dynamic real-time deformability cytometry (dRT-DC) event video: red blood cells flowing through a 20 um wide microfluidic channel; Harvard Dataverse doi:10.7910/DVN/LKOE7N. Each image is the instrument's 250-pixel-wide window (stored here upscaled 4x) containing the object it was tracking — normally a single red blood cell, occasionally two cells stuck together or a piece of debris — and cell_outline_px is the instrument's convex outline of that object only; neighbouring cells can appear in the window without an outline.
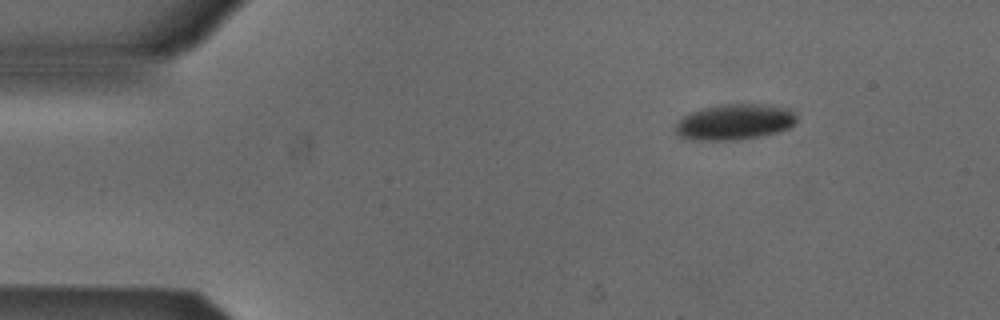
{"species": "Egyptian fruit bat (a non-hibernating species)", "species_latin": "Rousettus aegyptiacus", "temperature_condition": "cold", "stored_images_in_passage": 46, "camera_frame_rate_fps": 3000, "um_per_image_px": 0.085, "animal": {"sex": "male"}, "frame": {"image": 1, "passage_image": 1, "time_ms": 0.0, "image_size_px": [1000, 320], "cell_outline_px": [[796, 124], [788, 128], [776, 132], [760, 136], [736, 140], [692, 140], [680, 136], [676, 132], [676, 124], [684, 116], [700, 108], [720, 104], [768, 104], [792, 108], [796, 112]], "centroid_in_image_um": [62.5, 10.35], "position_along_channel_um": 22.5, "area_um2": 25.49}}
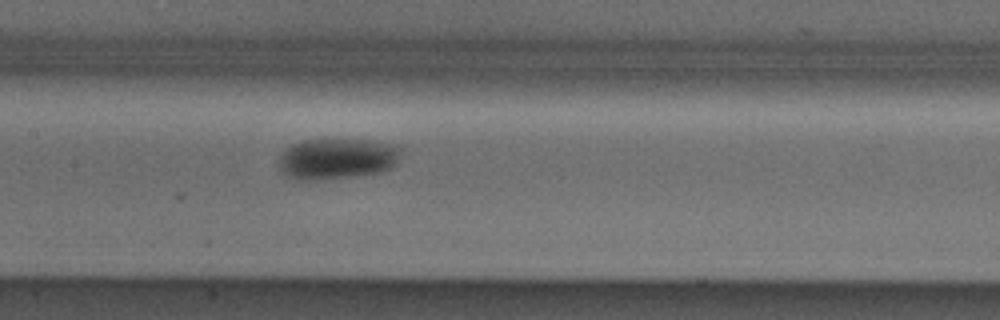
{"frame": {"image": 2, "passage_image": 19, "time_ms": 6.0, "image_size_px": [1000, 320], "cell_outline_px": [[400, 156], [396, 164], [392, 168], [380, 172], [352, 176], [320, 180], [296, 180], [288, 176], [280, 168], [280, 156], [292, 144], [304, 140], [328, 136], [372, 140], [400, 144]], "centroid_in_image_um": [28.71, 13.43], "position_along_channel_um": 178.7, "area_um2": 30.11}}
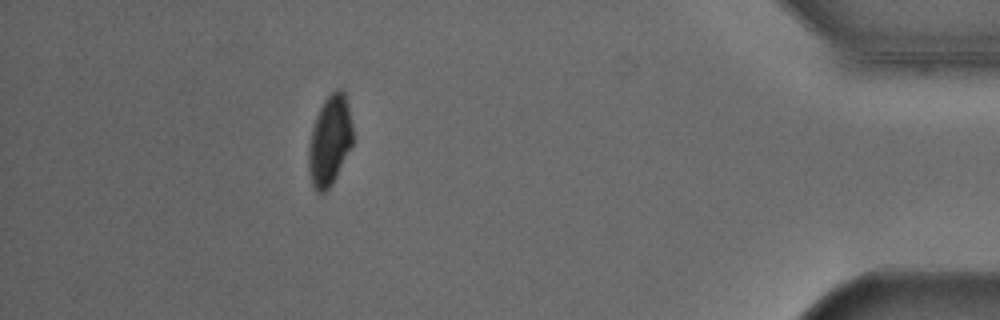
{"frame": {"image": 3, "passage_image": 41, "time_ms": 13.333, "image_size_px": [1000, 320], "cell_outline_px": [[352, 144], [332, 184], [324, 192], [316, 192], [312, 184], [308, 168], [308, 148], [312, 128], [316, 116], [324, 100], [336, 88], [340, 88], [344, 92], [348, 104], [352, 128]], "centroid_in_image_um": [28.01, 11.94], "position_along_channel_um": 407.2, "area_um2": 22.95}}